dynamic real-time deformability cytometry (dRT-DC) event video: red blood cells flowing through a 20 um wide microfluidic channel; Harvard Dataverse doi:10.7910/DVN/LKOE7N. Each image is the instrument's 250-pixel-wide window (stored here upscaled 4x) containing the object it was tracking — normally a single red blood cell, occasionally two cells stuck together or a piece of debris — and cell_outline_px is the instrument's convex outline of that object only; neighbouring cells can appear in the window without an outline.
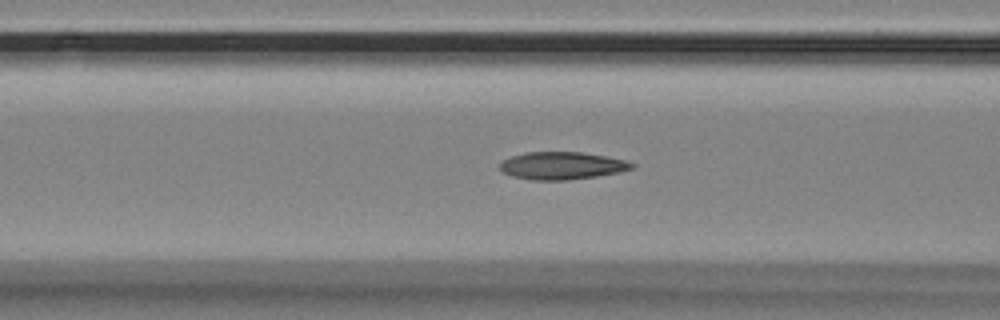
{"species": "Egyptian fruit bat (a non-hibernating species)", "species_latin": "Rousettus aegyptiacus", "temperature_condition": "room temperature", "stored_images_in_passage": 39, "camera_frame_rate_fps": 3000, "um_per_image_px": 0.085, "animal": {"sex": "female"}, "frame": {"image": 1, "passage_image": 5, "time_ms": 1.333, "image_size_px": [1000, 320], "cell_outline_px": [[636, 164], [632, 168], [620, 172], [596, 176], [568, 180], [532, 180], [512, 176], [504, 172], [500, 168], [500, 164], [504, 160], [512, 156], [524, 152], [580, 152], [604, 156], [624, 160]], "centroid_in_image_um": [47.76, 14.08], "position_along_channel_um": 118.8, "area_um2": 20.98}}
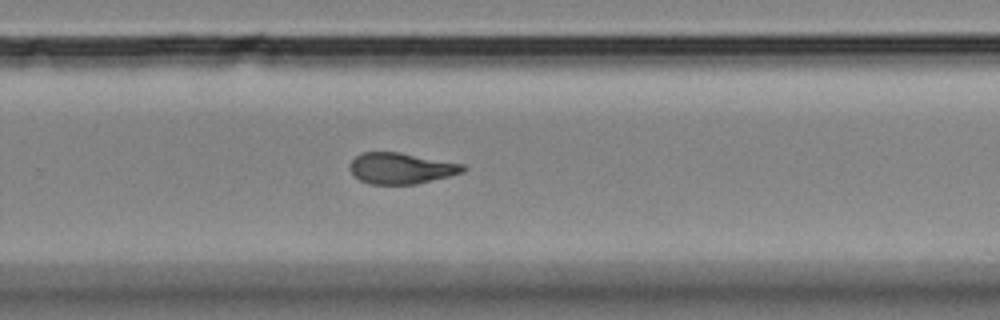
{"frame": {"image": 2, "passage_image": 20, "time_ms": 6.333, "image_size_px": [1000, 320], "cell_outline_px": [[468, 168], [464, 172], [416, 184], [368, 184], [360, 180], [352, 172], [352, 160], [356, 156], [364, 152], [396, 152], [464, 164]], "centroid_in_image_um": [34.13, 14.31], "position_along_channel_um": 295.7, "area_um2": 20.11}}
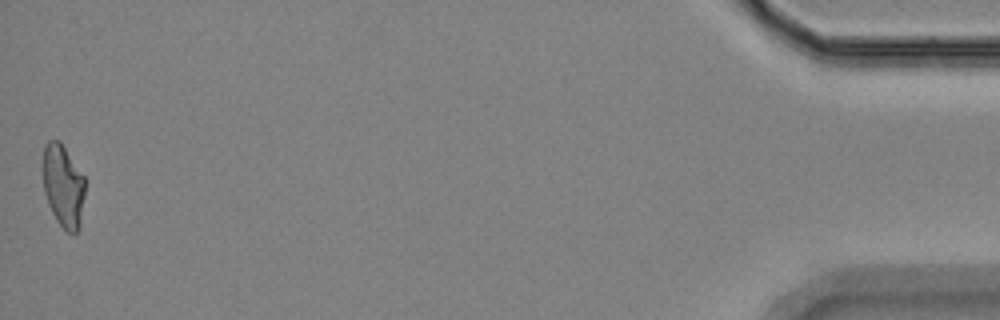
{"frame": {"image": 3, "passage_image": 39, "time_ms": 12.667, "image_size_px": [1000, 320], "cell_outline_px": [[84, 196], [80, 228], [76, 232], [68, 232], [56, 220], [48, 204], [44, 192], [44, 144], [48, 140], [60, 140], [84, 176]], "centroid_in_image_um": [5.38, 15.79], "position_along_channel_um": 429.8, "area_um2": 20.11}, "authors_computed_cell_mechanics": {"area_um2": 20.8658, "velocity_mm_per_s": 3.54, "shape_relaxation_time_tau1_ms": null, "shape_relaxation_time_tau2_ms": 2.8224, "deformation_change_tau1": null, "deformation_change_tau2": 0.0927}}